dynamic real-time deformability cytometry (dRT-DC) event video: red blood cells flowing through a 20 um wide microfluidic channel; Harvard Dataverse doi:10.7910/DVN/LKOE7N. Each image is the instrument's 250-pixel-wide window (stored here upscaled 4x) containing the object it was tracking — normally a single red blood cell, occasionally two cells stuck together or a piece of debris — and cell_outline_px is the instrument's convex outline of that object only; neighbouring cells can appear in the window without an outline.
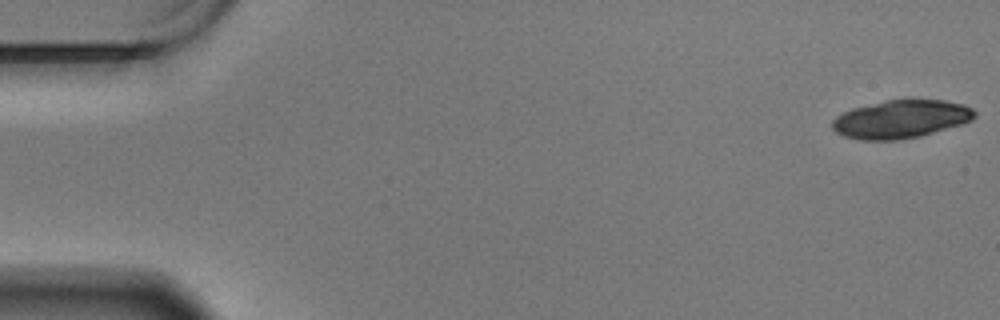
{"species": "Egyptian fruit bat (a non-hibernating species)", "species_latin": "Rousettus aegyptiacus", "temperature_condition": "warm", "stored_images_in_passage": 27, "segment_of_instrument_passage": [1, 2], "camera_frame_rate_fps": 3000, "um_per_image_px": 0.085, "animal": {"sex": "male"}, "frame": {"image": 1, "passage_image": 1, "time_ms": 0.0, "image_size_px": [1000, 320], "cell_outline_px": [[976, 116], [972, 120], [960, 124], [920, 136], [900, 140], [864, 140], [844, 136], [836, 132], [832, 128], [832, 120], [836, 116], [852, 108], [884, 100], [944, 100], [964, 104], [972, 108], [976, 112]], "centroid_in_image_um": [76.57, 10.12], "position_along_channel_um": 8.4, "area_um2": 31.56}}
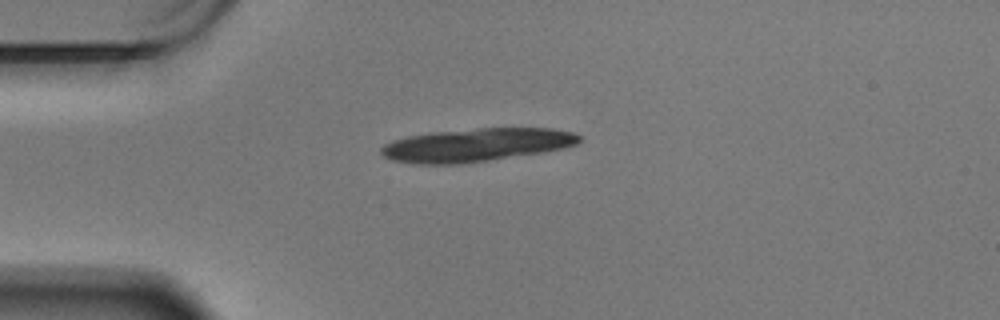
{"frame": {"image": 2, "passage_image": 15, "time_ms": 4.667, "image_size_px": [1000, 320], "cell_outline_px": [[580, 140], [576, 144], [560, 148], [540, 152], [460, 164], [412, 164], [392, 160], [384, 156], [380, 152], [380, 148], [384, 144], [392, 140], [408, 136], [432, 132], [476, 128], [552, 128], [572, 132], [580, 136]], "centroid_in_image_um": [40.41, 12.31], "position_along_channel_um": 44.6, "area_um2": 38.09}}